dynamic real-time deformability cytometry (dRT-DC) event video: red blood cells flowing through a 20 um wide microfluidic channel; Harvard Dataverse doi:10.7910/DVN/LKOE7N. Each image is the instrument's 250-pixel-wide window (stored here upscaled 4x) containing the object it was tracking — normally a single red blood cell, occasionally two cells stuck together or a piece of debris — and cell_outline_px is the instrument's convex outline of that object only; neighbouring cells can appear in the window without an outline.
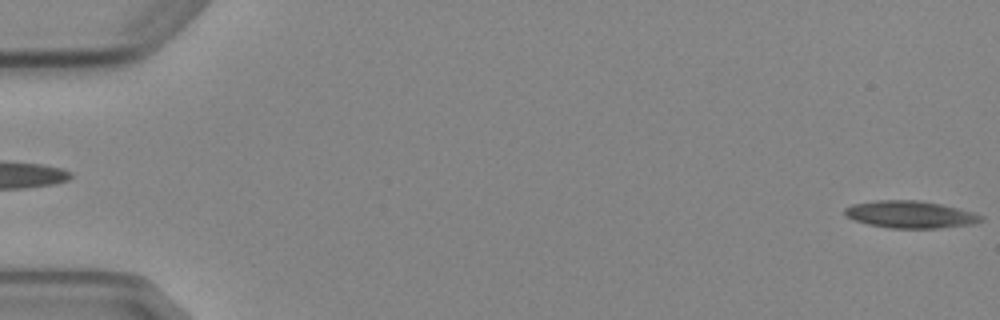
{"species": "Egyptian fruit bat (a non-hibernating species)", "species_latin": "Rousettus aegyptiacus", "temperature_condition": "cold", "stored_images_in_passage": 5, "segment_of_instrument_passage": [2, 2], "camera_frame_rate_fps": 3000, "um_per_image_px": 0.085, "animal": {"sex": "female"}, "frame": {"image": 1, "passage_image": 5, "time_ms": 4.667, "image_size_px": [1000, 320], "cell_outline_px": [[984, 220], [972, 224], [936, 228], [888, 228], [868, 224], [844, 216], [844, 208], [852, 204], [876, 200], [920, 200], [940, 204], [972, 212], [984, 216]], "centroid_in_image_um": [77.35, 18.22], "position_along_channel_um": 7.7, "area_um2": 21.56}}